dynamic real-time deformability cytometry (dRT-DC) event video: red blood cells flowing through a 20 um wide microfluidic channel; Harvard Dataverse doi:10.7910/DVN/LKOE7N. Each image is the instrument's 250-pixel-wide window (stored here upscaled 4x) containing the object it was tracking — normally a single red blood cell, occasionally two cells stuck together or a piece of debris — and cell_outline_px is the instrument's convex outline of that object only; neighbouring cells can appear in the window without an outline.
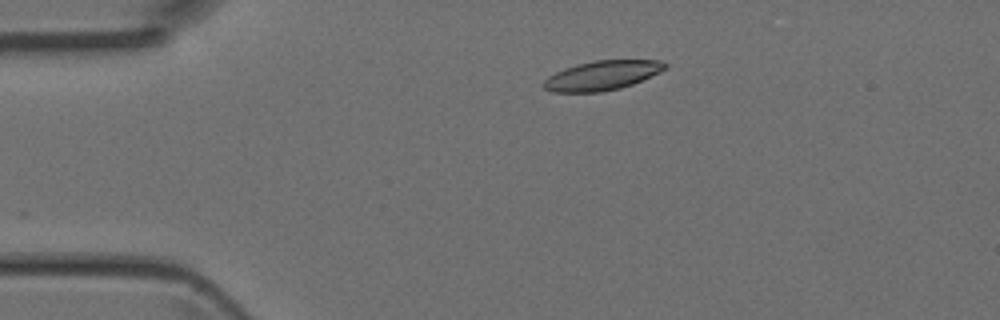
{"species": "Egyptian fruit bat (a non-hibernating species)", "species_latin": "Rousettus aegyptiacus", "temperature_condition": "room temperature", "stored_images_in_passage": 2, "camera_frame_rate_fps": 3000, "um_per_image_px": 0.085, "animal": {"sex": "female"}, "frame": {"image": 1, "passage_image": 2, "time_ms": 0.333, "image_size_px": [1000, 320], "cell_outline_px": [[668, 68], [660, 72], [632, 84], [620, 88], [600, 92], [552, 92], [544, 88], [540, 84], [548, 76], [564, 68], [576, 64], [596, 60], [660, 60], [668, 64]], "centroid_in_image_um": [51.16, 6.41], "position_along_channel_um": 33.8, "area_um2": 20.92}}